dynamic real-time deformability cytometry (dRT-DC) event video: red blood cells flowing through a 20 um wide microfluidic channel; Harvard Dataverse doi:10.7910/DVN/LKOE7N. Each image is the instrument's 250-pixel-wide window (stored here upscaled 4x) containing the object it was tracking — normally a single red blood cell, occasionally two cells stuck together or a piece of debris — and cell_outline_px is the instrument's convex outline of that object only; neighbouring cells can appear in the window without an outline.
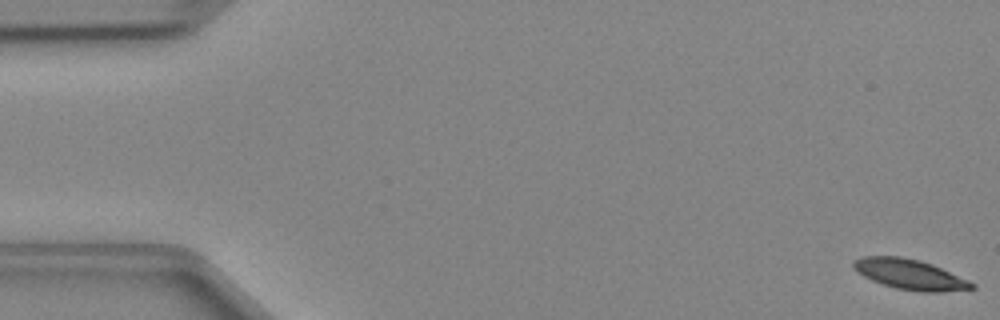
{"species": "Egyptian fruit bat (a non-hibernating species)", "species_latin": "Rousettus aegyptiacus", "temperature_condition": "cold", "stored_images_in_passage": 48, "camera_frame_rate_fps": 3000, "um_per_image_px": 0.085, "animal": {"sex": "female"}, "frame": {"image": 1, "passage_image": 1, "time_ms": 0.0, "image_size_px": [1000, 320], "cell_outline_px": [[976, 288], [944, 292], [920, 292], [896, 288], [872, 280], [856, 272], [852, 268], [852, 260], [864, 256], [900, 256], [920, 260], [932, 264], [968, 280], [976, 284]], "centroid_in_image_um": [77.32, 23.32], "position_along_channel_um": 7.7, "area_um2": 20.92}}
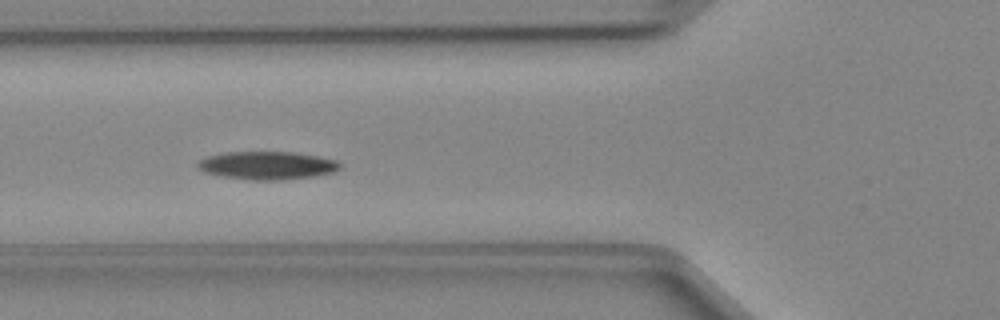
{"frame": {"image": 2, "passage_image": 18, "time_ms": 5.667, "image_size_px": [1000, 320], "cell_outline_px": [[340, 168], [332, 172], [312, 176], [284, 180], [252, 180], [224, 176], [204, 172], [196, 168], [196, 164], [200, 160], [208, 156], [224, 152], [292, 152], [340, 160]], "centroid_in_image_um": [22.7, 14.06], "position_along_channel_um": 103.1, "area_um2": 23.18}}
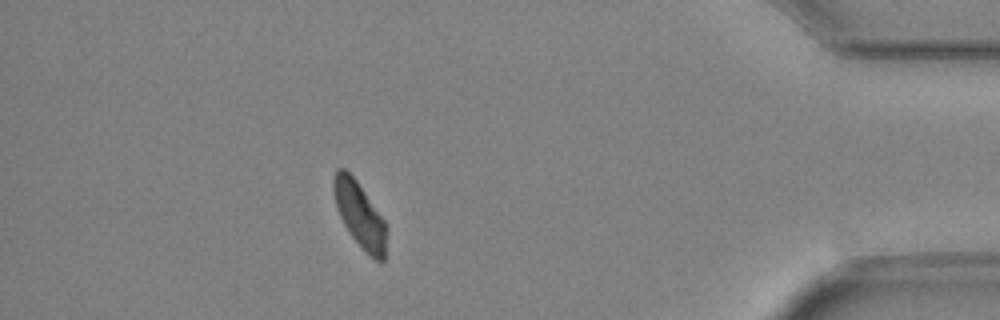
{"frame": {"image": 3, "passage_image": 43, "time_ms": 14.0, "image_size_px": [1000, 320], "cell_outline_px": [[384, 260], [380, 264], [352, 236], [344, 224], [336, 208], [332, 188], [332, 180], [336, 168], [344, 168], [356, 180], [384, 220]], "centroid_in_image_um": [30.5, 18.17], "position_along_channel_um": 404.7, "area_um2": 19.36}}